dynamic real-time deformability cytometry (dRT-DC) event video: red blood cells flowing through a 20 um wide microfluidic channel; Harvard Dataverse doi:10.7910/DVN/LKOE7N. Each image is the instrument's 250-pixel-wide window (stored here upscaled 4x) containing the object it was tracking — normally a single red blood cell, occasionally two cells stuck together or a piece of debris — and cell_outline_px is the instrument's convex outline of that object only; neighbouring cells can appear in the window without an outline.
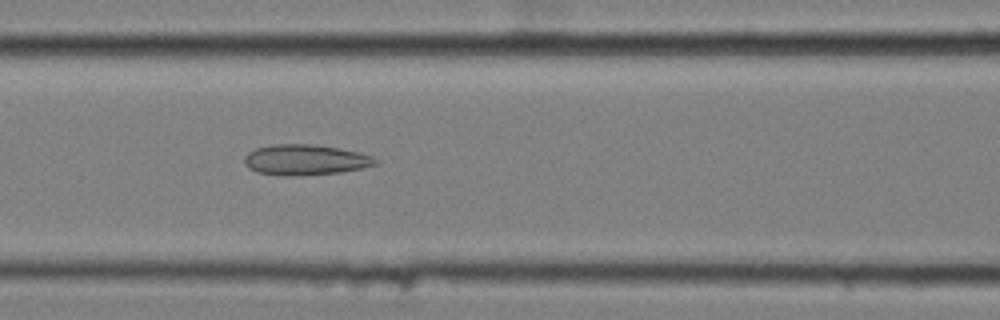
{"species": "common noctule bat (a hibernating species)", "species_latin": "Nyctalus noctula", "temperature_condition": "cold", "stored_images_in_passage": 4, "camera_frame_rate_fps": 3000, "um_per_image_px": 0.085, "animal": {"sex": "female", "body_mass_g": 25.1}, "frame": {"image": 1, "passage_image": 4, "time_ms": 1.0, "image_size_px": [1000, 320], "cell_outline_px": [[376, 164], [360, 168], [340, 172], [296, 176], [284, 176], [256, 172], [248, 168], [244, 164], [244, 156], [248, 152], [256, 148], [272, 144], [312, 144], [340, 148], [360, 152], [372, 156], [376, 160]], "centroid_in_image_um": [25.9, 13.58], "position_along_channel_um": 140.7, "area_um2": 23.41}}